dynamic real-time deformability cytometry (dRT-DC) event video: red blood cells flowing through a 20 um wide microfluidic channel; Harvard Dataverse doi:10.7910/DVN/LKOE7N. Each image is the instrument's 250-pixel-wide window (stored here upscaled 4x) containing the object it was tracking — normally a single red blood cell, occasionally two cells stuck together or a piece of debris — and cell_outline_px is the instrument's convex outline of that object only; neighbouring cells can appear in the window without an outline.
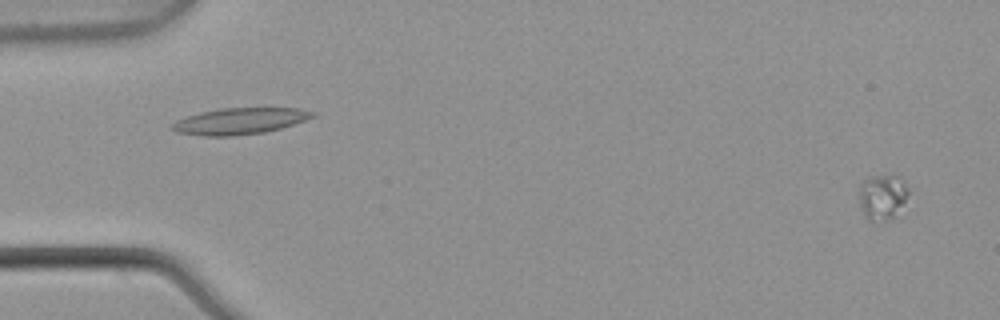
{"species": "common noctule bat (a hibernating species)", "species_latin": "Nyctalus noctula", "temperature_condition": "warm", "stored_images_in_passage": 4, "camera_frame_rate_fps": 3000, "um_per_image_px": 0.085, "animal": {"sex": "male", "body_mass_g": 21.5, "forearm_length_mm": 52.0}, "frame": {"image": 1, "passage_image": 4, "time_ms": 1.0, "image_size_px": [1000, 320], "cell_outline_px": [[908, 192], [904, 200], [892, 220], [868, 220], [860, 204], [860, 184], [868, 176], [900, 176], [908, 188]], "centroid_in_image_um": [74.99, 16.71], "position_along_channel_um": 10.0, "area_um2": 12.66}}